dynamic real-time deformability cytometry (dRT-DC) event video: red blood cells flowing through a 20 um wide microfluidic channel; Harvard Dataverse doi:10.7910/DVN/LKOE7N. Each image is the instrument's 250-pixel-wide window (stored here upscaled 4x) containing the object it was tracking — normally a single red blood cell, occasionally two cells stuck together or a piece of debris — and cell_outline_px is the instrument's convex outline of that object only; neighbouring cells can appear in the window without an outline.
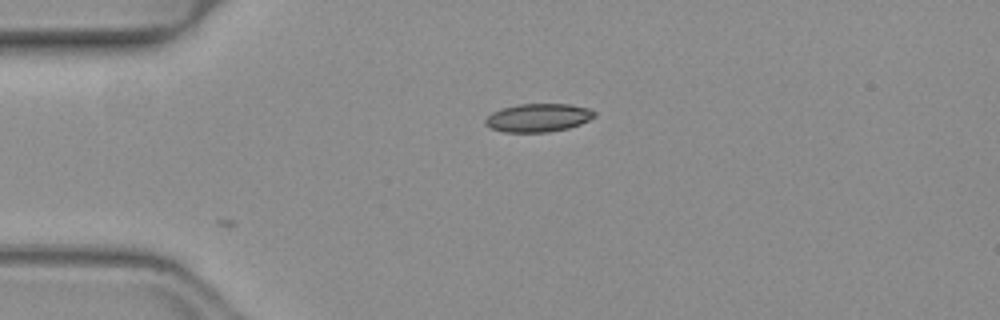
{"species": "common noctule bat (a hibernating species)", "species_latin": "Nyctalus noctula", "temperature_condition": "warm", "stored_images_in_passage": 3, "camera_frame_rate_fps": 3000, "um_per_image_px": 0.085, "animal": {"sex": "female", "body_mass_g": 19.3, "forearm_length_mm": 54.1}, "frame": {"image": 1, "passage_image": 1, "time_ms": 0.0, "image_size_px": [1000, 320], "cell_outline_px": [[596, 116], [580, 124], [568, 128], [548, 132], [504, 132], [492, 128], [484, 124], [484, 120], [492, 112], [516, 104], [568, 104], [592, 108], [596, 112]], "centroid_in_image_um": [45.77, 10.0], "position_along_channel_um": 39.2, "area_um2": 18.03}}